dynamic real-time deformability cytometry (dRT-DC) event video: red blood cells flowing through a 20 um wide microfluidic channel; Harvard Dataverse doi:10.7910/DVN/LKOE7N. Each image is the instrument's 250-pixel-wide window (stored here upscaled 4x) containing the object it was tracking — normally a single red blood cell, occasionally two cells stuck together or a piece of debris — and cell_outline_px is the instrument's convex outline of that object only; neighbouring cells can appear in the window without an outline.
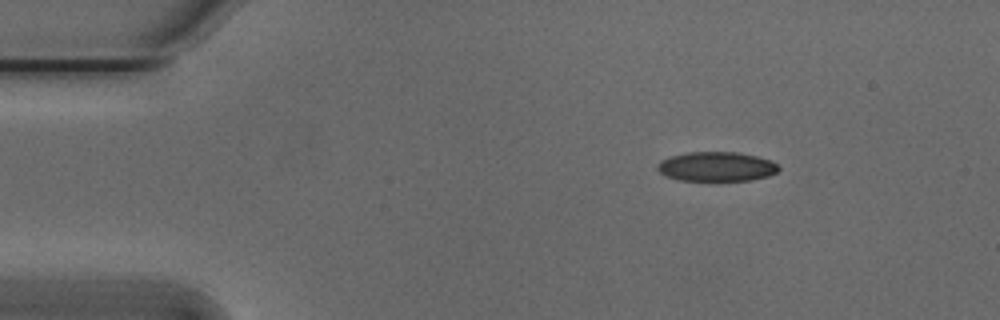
{"species": "Egyptian fruit bat (a non-hibernating species)", "species_latin": "Rousettus aegyptiacus", "temperature_condition": "cold", "stored_images_in_passage": 18, "camera_frame_rate_fps": 3000, "um_per_image_px": 0.085, "animal": {"sex": "male"}, "frame": {"image": 1, "passage_image": 7, "time_ms": 2.0, "image_size_px": [1000, 320], "cell_outline_px": [[780, 168], [776, 172], [768, 176], [752, 180], [676, 180], [664, 176], [656, 168], [656, 164], [660, 160], [672, 156], [688, 152], [736, 152], [756, 156], [768, 160], [776, 164]], "centroid_in_image_um": [60.85, 14.16], "position_along_channel_um": 24.2, "area_um2": 20.75}}